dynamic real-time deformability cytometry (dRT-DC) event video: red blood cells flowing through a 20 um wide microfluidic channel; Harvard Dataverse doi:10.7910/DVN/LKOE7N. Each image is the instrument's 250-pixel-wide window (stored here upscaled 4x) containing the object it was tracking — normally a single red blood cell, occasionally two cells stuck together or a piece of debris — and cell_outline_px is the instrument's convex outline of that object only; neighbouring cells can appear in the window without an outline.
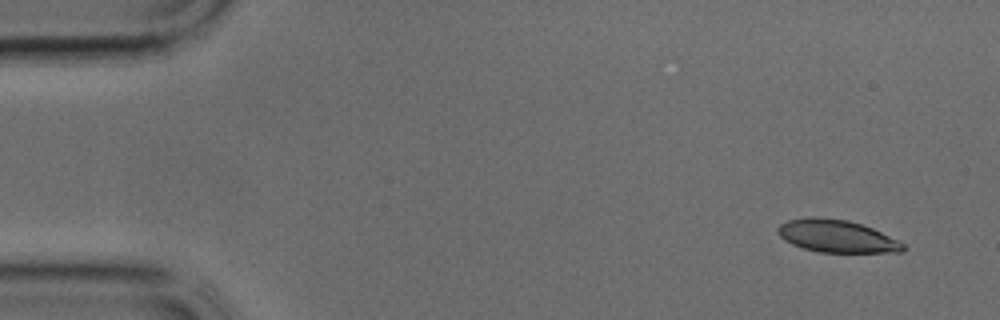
{"species": "common noctule bat (a hibernating species)", "species_latin": "Nyctalus noctula", "temperature_condition": "cold", "stored_images_in_passage": 36, "camera_frame_rate_fps": 3000, "um_per_image_px": 0.085, "animal": {"sex": "male", "body_mass_g": 17.9, "forearm_length_mm": 54.2}, "frame": {"image": 1, "passage_image": 1, "time_ms": 0.0, "image_size_px": [1000, 320], "cell_outline_px": [[904, 252], [820, 252], [804, 248], [792, 244], [784, 240], [776, 232], [776, 228], [780, 224], [788, 220], [808, 216], [812, 216], [848, 220], [872, 228], [904, 244]], "centroid_in_image_um": [71.06, 20.06], "position_along_channel_um": 13.9, "area_um2": 23.58}}
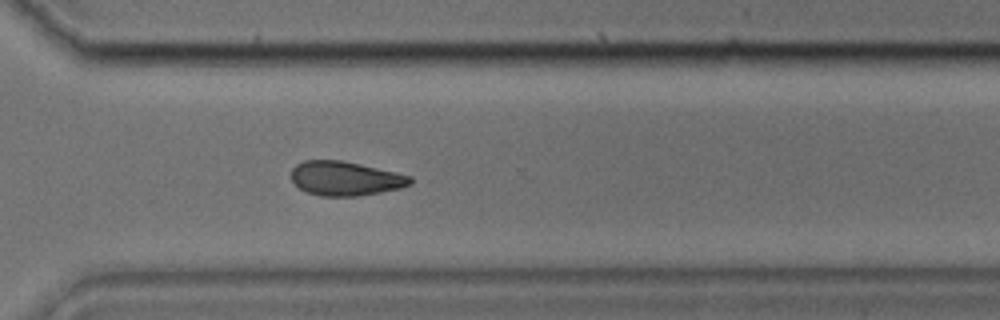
{"frame": {"image": 2, "passage_image": 26, "time_ms": 8.333, "image_size_px": [1000, 320], "cell_outline_px": [[412, 184], [400, 188], [380, 192], [356, 196], [320, 196], [308, 192], [300, 188], [292, 180], [292, 168], [296, 164], [304, 160], [340, 160], [360, 164], [396, 172], [412, 176]], "centroid_in_image_um": [29.36, 15.16], "position_along_channel_um": 341.2, "area_um2": 23.64}}
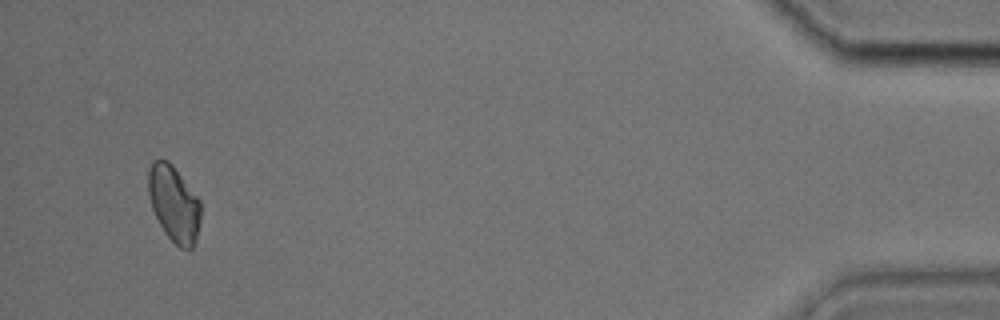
{"frame": {"image": 3, "passage_image": 35, "time_ms": 11.333, "image_size_px": [1000, 320], "cell_outline_px": [[200, 220], [196, 240], [192, 248], [180, 248], [164, 232], [152, 208], [148, 196], [148, 168], [152, 160], [168, 160], [172, 164], [200, 200]], "centroid_in_image_um": [14.77, 17.29], "position_along_channel_um": 420.4, "area_um2": 23.12}}